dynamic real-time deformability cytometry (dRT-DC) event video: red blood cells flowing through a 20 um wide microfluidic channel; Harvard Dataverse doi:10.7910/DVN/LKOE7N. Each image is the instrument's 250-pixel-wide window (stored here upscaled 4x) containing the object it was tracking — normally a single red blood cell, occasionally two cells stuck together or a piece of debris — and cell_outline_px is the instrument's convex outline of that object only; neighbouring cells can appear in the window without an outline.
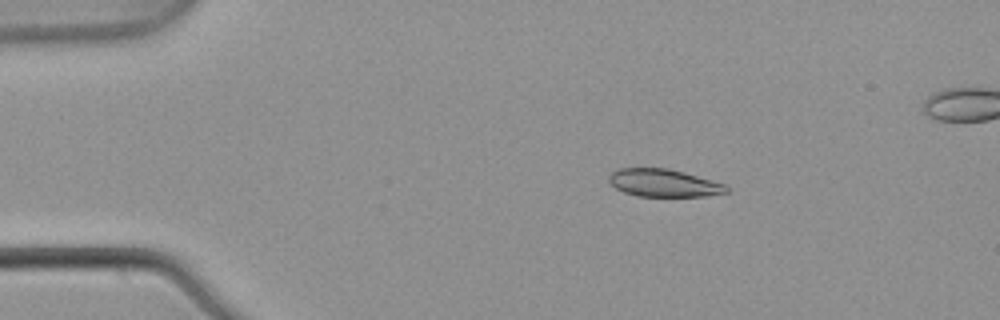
{"species": "common noctule bat (a hibernating species)", "species_latin": "Nyctalus noctula", "temperature_condition": "warm", "stored_images_in_passage": 8, "camera_frame_rate_fps": 3000, "um_per_image_px": 0.085, "animal": {"sex": "male", "body_mass_g": 21.5, "forearm_length_mm": 52.0}, "frame": {"image": 1, "passage_image": 2, "time_ms": 0.333, "image_size_px": [1000, 320], "cell_outline_px": [[728, 192], [708, 196], [636, 196], [624, 192], [616, 188], [608, 180], [608, 176], [616, 168], [668, 168], [684, 172], [712, 180], [724, 184], [728, 188]], "centroid_in_image_um": [56.4, 15.55], "position_along_channel_um": 28.6, "area_um2": 18.96}}
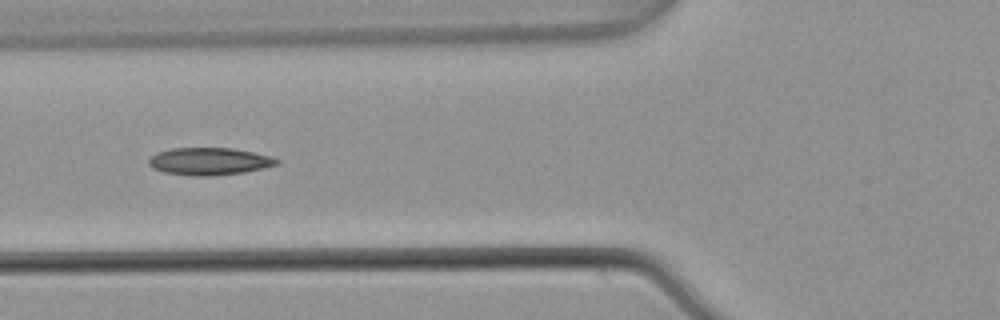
{"frame": {"image": 2, "passage_image": 5, "time_ms": 1.333, "image_size_px": [1000, 320], "cell_outline_px": [[280, 164], [264, 168], [244, 172], [212, 176], [196, 176], [164, 172], [152, 168], [148, 164], [148, 160], [156, 152], [172, 148], [232, 148], [272, 156], [280, 160]], "centroid_in_image_um": [17.81, 13.71], "position_along_channel_um": 108.0, "area_um2": 20.52}}
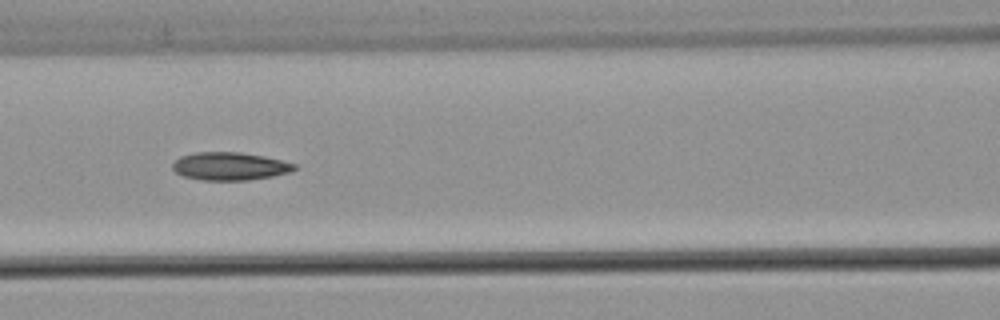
{"frame": {"image": 3, "passage_image": 6, "time_ms": 1.667, "image_size_px": [1000, 320], "cell_outline_px": [[296, 168], [292, 172], [272, 176], [248, 180], [200, 180], [184, 176], [176, 172], [172, 168], [172, 164], [180, 156], [196, 152], [240, 152], [264, 156], [296, 164]], "centroid_in_image_um": [19.53, 14.13], "position_along_channel_um": 147.1, "area_um2": 19.83}}